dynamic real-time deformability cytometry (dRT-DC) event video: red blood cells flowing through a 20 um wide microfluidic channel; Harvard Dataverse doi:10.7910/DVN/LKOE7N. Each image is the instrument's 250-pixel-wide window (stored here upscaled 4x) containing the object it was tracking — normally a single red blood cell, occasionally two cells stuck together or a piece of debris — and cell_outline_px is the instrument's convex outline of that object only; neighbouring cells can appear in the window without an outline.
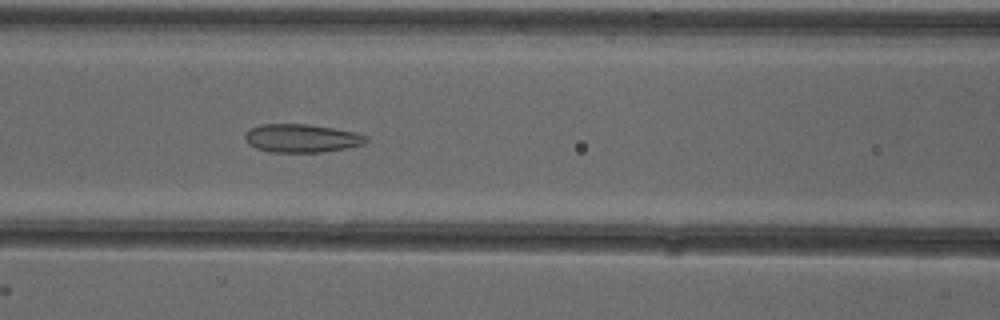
{"species": "common noctule bat (a hibernating species)", "species_latin": "Nyctalus noctula", "temperature_condition": "cold", "stored_images_in_passage": 49, "camera_frame_rate_fps": 3000, "um_per_image_px": 0.085, "animal": {"sex": "female"}, "frame": {"image": 1, "passage_image": 19, "time_ms": 6.0, "image_size_px": [1000, 320], "cell_outline_px": [[368, 140], [364, 144], [324, 152], [272, 152], [256, 148], [248, 144], [244, 140], [244, 132], [248, 128], [260, 124], [308, 124], [356, 132], [368, 136]], "centroid_in_image_um": [25.59, 11.74], "position_along_channel_um": 141.0, "area_um2": 20.17}}
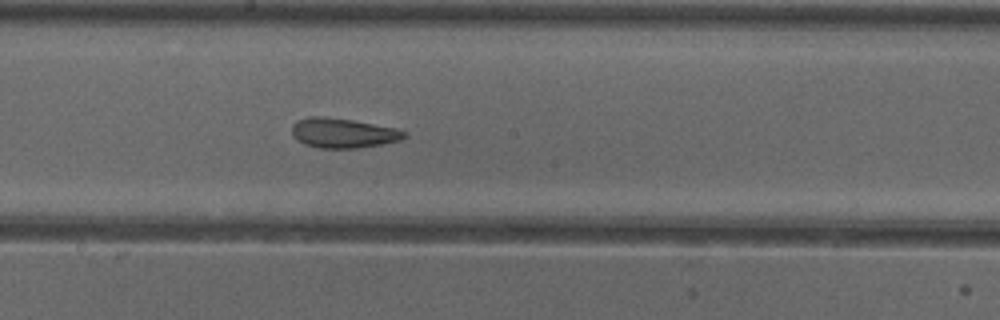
{"frame": {"image": 2, "passage_image": 25, "time_ms": 8.0, "image_size_px": [1000, 320], "cell_outline_px": [[408, 136], [400, 140], [380, 144], [356, 148], [320, 148], [304, 144], [292, 132], [292, 124], [296, 120], [308, 116], [324, 116], [352, 120], [396, 128], [408, 132]], "centroid_in_image_um": [29.17, 11.29], "position_along_channel_um": 219.0, "area_um2": 19.42}}
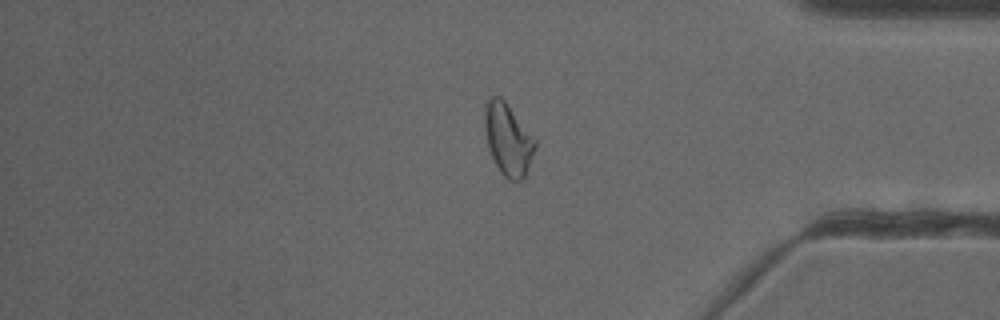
{"frame": {"image": 3, "passage_image": 40, "time_ms": 13.0, "image_size_px": [1000, 320], "cell_outline_px": [[536, 148], [524, 180], [508, 180], [500, 172], [488, 148], [484, 124], [484, 112], [488, 100], [492, 96], [500, 96], [504, 100], [536, 140]], "centroid_in_image_um": [43.19, 11.87], "position_along_channel_um": 392.0, "area_um2": 20.98}, "authors_computed_cell_mechanics": {"area_um2": 21.4438, "velocity_mm_per_s": 3.9077, "shape_relaxation_time_tau1_ms": null, "shape_relaxation_time_tau2_ms": 2.6311, "deformation_change_tau1": null, "deformation_change_tau2": 0.1132}}